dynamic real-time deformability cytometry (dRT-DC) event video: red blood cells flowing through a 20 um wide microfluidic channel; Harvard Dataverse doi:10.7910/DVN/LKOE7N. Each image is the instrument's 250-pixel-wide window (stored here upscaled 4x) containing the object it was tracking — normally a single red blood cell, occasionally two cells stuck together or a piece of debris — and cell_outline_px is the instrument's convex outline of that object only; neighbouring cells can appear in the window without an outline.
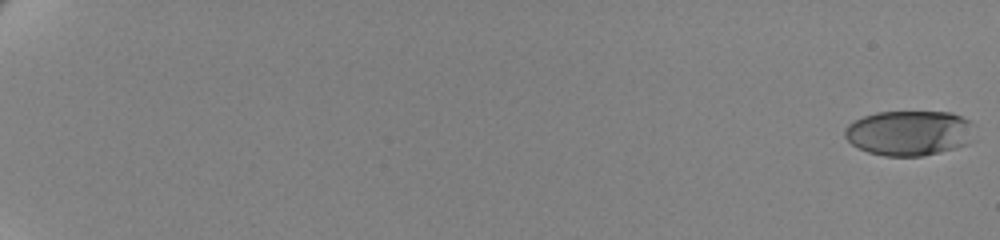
{"species": "human", "species_latin": "Homo sapiens", "temperature_condition": "cold", "stored_images_in_passage": 62, "camera_frame_rate_fps": 3000, "um_per_image_px": 0.085, "donor": {"sex": "female"}, "frame": {"image": 1, "passage_image": 1, "time_ms": 0.0, "image_size_px": [1000, 240], "cell_outline_px": [[972, 124], [968, 144], [956, 148], [924, 156], [884, 156], [868, 152], [852, 144], [844, 136], [844, 128], [848, 124], [864, 116], [876, 112], [952, 112], [968, 120]], "centroid_in_image_um": [77.25, 11.31], "position_along_channel_um": 7.8, "area_um2": 33.93}}
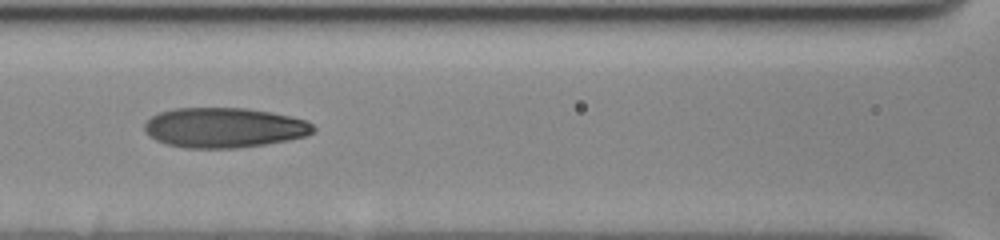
{"frame": {"image": 2, "passage_image": 33, "time_ms": 10.667, "image_size_px": [1000, 240], "cell_outline_px": [[316, 128], [308, 136], [288, 140], [264, 144], [236, 148], [184, 148], [168, 144], [156, 140], [148, 136], [144, 132], [144, 124], [152, 116], [160, 112], [176, 108], [244, 108], [268, 112], [288, 116], [304, 120], [312, 124]], "centroid_in_image_um": [19.02, 10.86], "position_along_channel_um": 147.6, "area_um2": 39.19}}
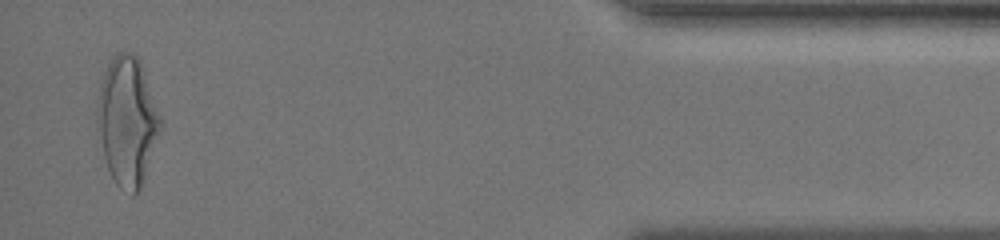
{"frame": {"image": 3, "passage_image": 61, "time_ms": 20.0, "image_size_px": [1000, 240], "cell_outline_px": [[160, 128], [140, 188], [132, 196], [120, 188], [116, 184], [108, 168], [104, 156], [96, 116], [96, 100], [100, 80], [112, 56], [116, 52], [132, 52], [140, 60], [160, 116]], "centroid_in_image_um": [10.78, 10.23], "position_along_channel_um": 424.4, "area_um2": 46.64}, "authors_computed_cell_mechanics": {"area_um2": 37.9746, "velocity_mm_per_s": 3.5044, "shape_relaxation_time_tau1_ms": 5.5992, "shape_relaxation_time_tau2_ms": 1.3565, "deformation_change_tau1": 0.2173, "deformation_change_tau2": 0.0835}}